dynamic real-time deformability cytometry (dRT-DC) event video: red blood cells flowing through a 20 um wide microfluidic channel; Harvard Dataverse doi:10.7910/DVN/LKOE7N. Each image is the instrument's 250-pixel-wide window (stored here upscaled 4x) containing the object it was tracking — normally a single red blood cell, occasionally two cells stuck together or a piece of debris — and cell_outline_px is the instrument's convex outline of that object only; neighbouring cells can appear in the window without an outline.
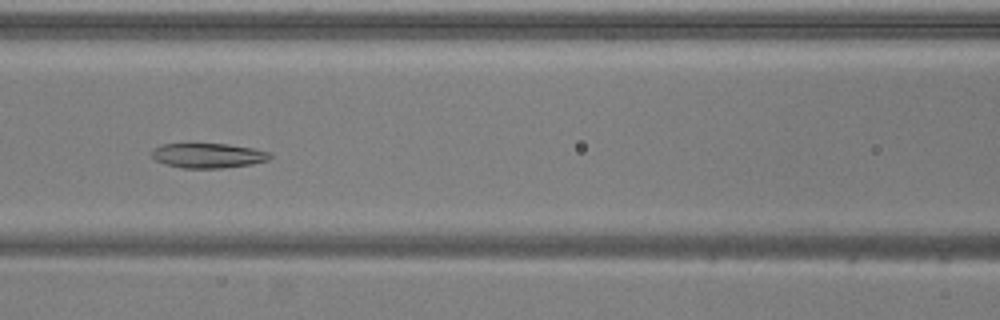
{"species": "common noctule bat (a hibernating species)", "species_latin": "Nyctalus noctula", "temperature_condition": "warm", "stored_images_in_passage": 52, "camera_frame_rate_fps": 3000, "um_per_image_px": 0.085, "animal": {"sex": "male", "body_mass_g": 20.5, "forearm_length_mm": 52.5}, "frame": {"image": 1, "passage_image": 22, "time_ms": 7.0, "image_size_px": [1000, 320], "cell_outline_px": [[272, 156], [268, 160], [252, 164], [220, 168], [184, 168], [164, 164], [156, 160], [152, 156], [152, 148], [160, 144], [228, 144], [252, 148], [268, 152]], "centroid_in_image_um": [17.66, 13.22], "position_along_channel_um": 148.9, "area_um2": 16.99}}
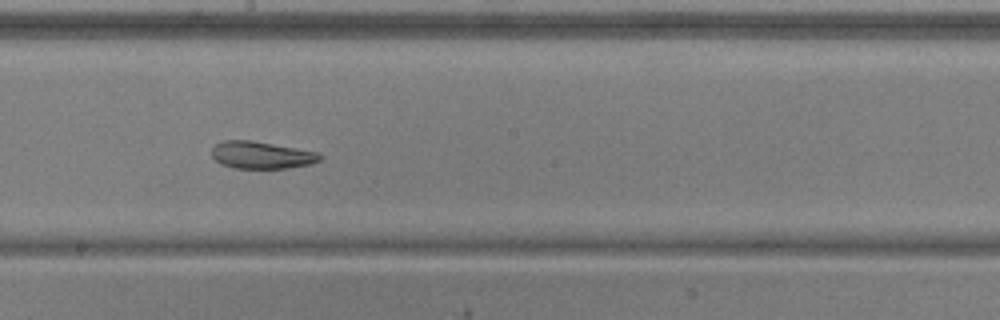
{"frame": {"image": 2, "passage_image": 28, "time_ms": 9.0, "image_size_px": [1000, 320], "cell_outline_px": [[324, 156], [320, 160], [308, 164], [284, 168], [236, 168], [220, 164], [212, 156], [212, 148], [216, 144], [224, 140], [252, 140], [320, 152]], "centroid_in_image_um": [22.24, 13.17], "position_along_channel_um": 226.0, "area_um2": 17.17}}
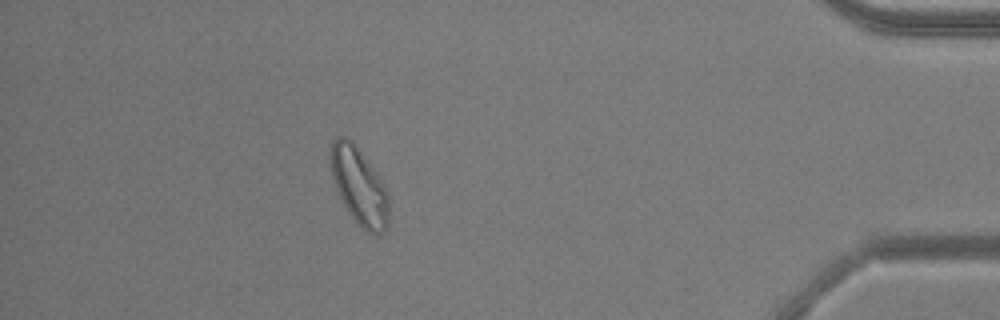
{"frame": {"image": 3, "passage_image": 46, "time_ms": 15.0, "image_size_px": [1000, 320], "cell_outline_px": [[388, 224], [384, 232], [380, 236], [376, 236], [360, 228], [344, 204], [336, 188], [332, 176], [328, 156], [332, 140], [336, 136], [348, 136], [352, 140], [372, 168], [380, 180], [388, 196]], "centroid_in_image_um": [30.49, 15.82], "position_along_channel_um": 404.7, "area_um2": 26.13}, "authors_computed_cell_mechanics": {"area_um2": 22.9466, "velocity_mm_per_s": 3.8575, "shape_relaxation_time_tau1_ms": 6.9418, "shape_relaxation_time_tau2_ms": 4.9104, "deformation_change_tau1": 0.1612, "deformation_change_tau2": 0.1166}}